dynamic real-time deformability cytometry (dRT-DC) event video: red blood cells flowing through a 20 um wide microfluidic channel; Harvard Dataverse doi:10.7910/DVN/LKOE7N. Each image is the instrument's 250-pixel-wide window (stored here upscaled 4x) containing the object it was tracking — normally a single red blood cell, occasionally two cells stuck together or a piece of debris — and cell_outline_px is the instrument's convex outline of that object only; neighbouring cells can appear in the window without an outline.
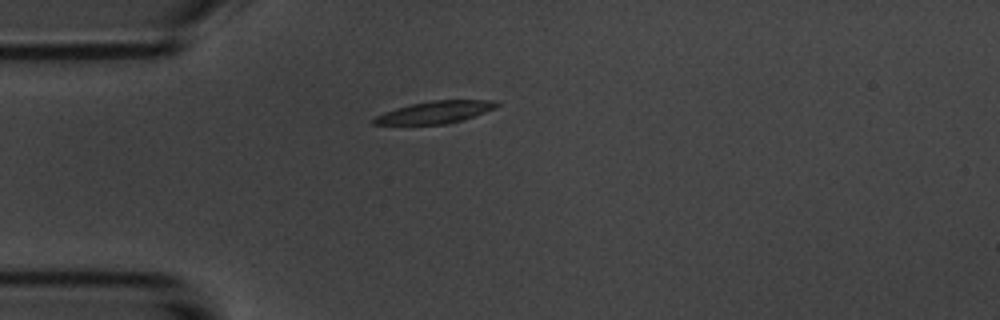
{"species": "common noctule bat (a hibernating species)", "species_latin": "Nyctalus noctula", "temperature_condition": "room temperature", "stored_images_in_passage": 3, "camera_frame_rate_fps": 3000, "um_per_image_px": 0.085, "animal": {"sex": "male", "body_mass_g": 20.1, "forearm_length_mm": 53.5}, "frame": {"image": 1, "passage_image": 3, "time_ms": 3.333, "image_size_px": [1000, 320], "cell_outline_px": [[500, 104], [496, 108], [460, 120], [444, 124], [372, 124], [372, 120], [376, 116], [384, 112], [396, 108], [412, 104], [432, 100], [496, 100]], "centroid_in_image_um": [36.99, 9.52], "position_along_channel_um": 48.0, "area_um2": 15.61}}